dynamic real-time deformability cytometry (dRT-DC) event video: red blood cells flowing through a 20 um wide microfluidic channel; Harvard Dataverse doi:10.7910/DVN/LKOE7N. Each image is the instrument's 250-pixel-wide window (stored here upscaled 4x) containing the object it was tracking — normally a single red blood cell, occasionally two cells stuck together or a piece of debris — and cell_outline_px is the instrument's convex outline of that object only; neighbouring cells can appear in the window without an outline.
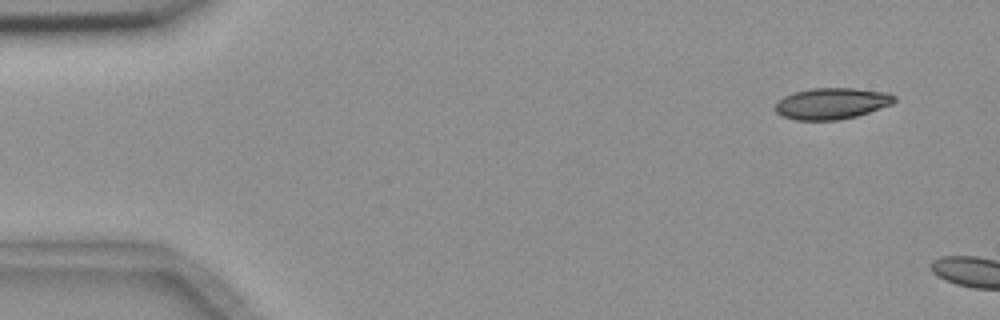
{"species": "common noctule bat (a hibernating species)", "species_latin": "Nyctalus noctula", "temperature_condition": "room temperature", "stored_images_in_passage": 2, "camera_frame_rate_fps": 3000, "um_per_image_px": 0.085, "animal": {"sex": "female", "body_mass_g": 18.4}, "frame": {"image": 1, "passage_image": 1, "time_ms": 0.0, "image_size_px": [1000, 320], "cell_outline_px": [[896, 100], [892, 104], [856, 116], [836, 120], [796, 120], [784, 116], [776, 112], [776, 100], [792, 92], [812, 88], [856, 88], [888, 92], [896, 96]], "centroid_in_image_um": [70.7, 8.78], "position_along_channel_um": 14.3, "area_um2": 21.79}}